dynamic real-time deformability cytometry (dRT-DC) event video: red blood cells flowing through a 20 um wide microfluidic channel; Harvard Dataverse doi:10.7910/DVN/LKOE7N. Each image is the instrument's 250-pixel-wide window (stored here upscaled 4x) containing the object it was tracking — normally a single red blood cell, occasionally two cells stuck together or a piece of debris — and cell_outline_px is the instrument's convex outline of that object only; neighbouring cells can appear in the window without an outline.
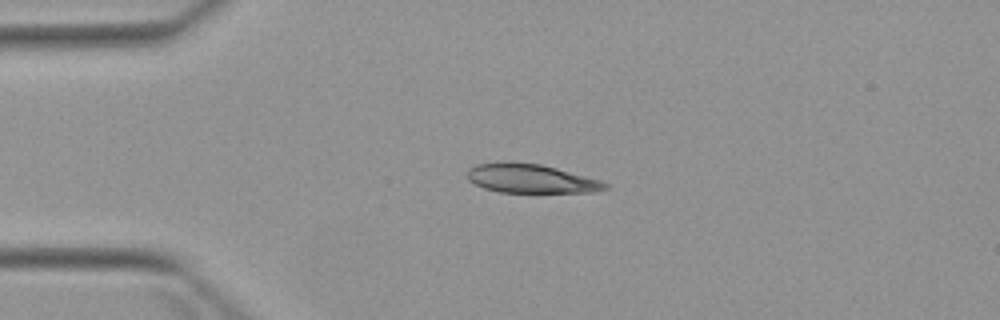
{"species": "Egyptian fruit bat (a non-hibernating species)", "species_latin": "Rousettus aegyptiacus", "temperature_condition": "warm", "stored_images_in_passage": 6, "camera_frame_rate_fps": 3000, "um_per_image_px": 0.085, "animal": {"sex": "female"}, "frame": {"image": 1, "passage_image": 1, "time_ms": 0.0, "image_size_px": [1000, 320], "cell_outline_px": [[608, 188], [596, 192], [500, 192], [484, 188], [468, 180], [468, 168], [476, 164], [508, 160], [540, 164], [556, 168], [600, 180], [608, 184]], "centroid_in_image_um": [45.09, 15.16], "position_along_channel_um": 39.9, "area_um2": 23.35}}
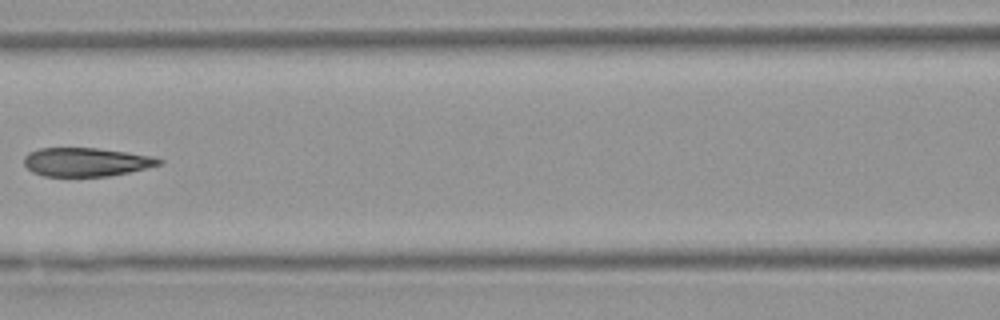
{"frame": {"image": 2, "passage_image": 4, "time_ms": 3.667, "image_size_px": [1000, 320], "cell_outline_px": [[164, 160], [160, 164], [128, 172], [108, 176], [44, 176], [32, 172], [24, 164], [24, 156], [28, 152], [40, 148], [96, 148], [156, 156]], "centroid_in_image_um": [7.31, 13.76], "position_along_channel_um": 159.3, "area_um2": 22.48}}
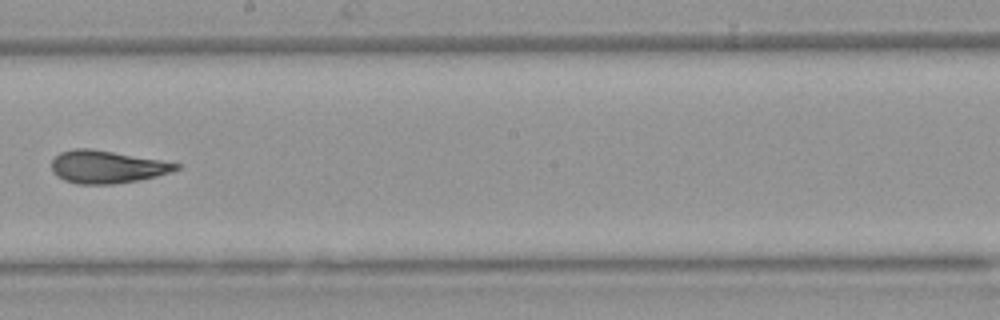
{"frame": {"image": 3, "passage_image": 6, "time_ms": 5.667, "image_size_px": [1000, 320], "cell_outline_px": [[180, 168], [172, 172], [156, 176], [136, 180], [112, 184], [76, 184], [64, 180], [56, 176], [52, 172], [52, 160], [60, 152], [76, 148], [92, 148], [160, 160], [180, 164]], "centroid_in_image_um": [9.06, 14.18], "position_along_channel_um": 239.1, "area_um2": 23.64}}